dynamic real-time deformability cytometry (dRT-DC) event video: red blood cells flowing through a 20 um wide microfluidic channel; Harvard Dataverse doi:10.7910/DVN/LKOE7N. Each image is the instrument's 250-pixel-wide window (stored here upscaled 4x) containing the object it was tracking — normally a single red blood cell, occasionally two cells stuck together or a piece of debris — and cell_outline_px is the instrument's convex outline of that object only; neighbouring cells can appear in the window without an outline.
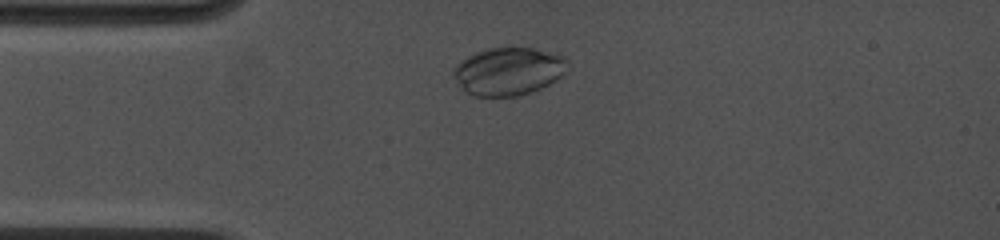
{"species": "common noctule bat (a hibernating species)", "species_latin": "Nyctalus noctula", "temperature_condition": "cold", "stored_images_in_passage": 12, "camera_frame_rate_fps": 4500, "um_per_image_px": 0.085, "animal": {"sex": "female", "body_mass_g": 19.0, "forearm_length_mm": 53.3}, "frame": {"image": 1, "passage_image": 5, "time_ms": 1.556, "image_size_px": [1000, 240], "cell_outline_px": [[568, 60], [564, 72], [556, 80], [540, 88], [516, 96], [472, 96], [452, 76], [452, 68], [460, 60], [476, 52], [488, 48], [532, 48], [564, 56]], "centroid_in_image_um": [43.18, 6.05], "position_along_channel_um": 41.8, "area_um2": 31.44}}
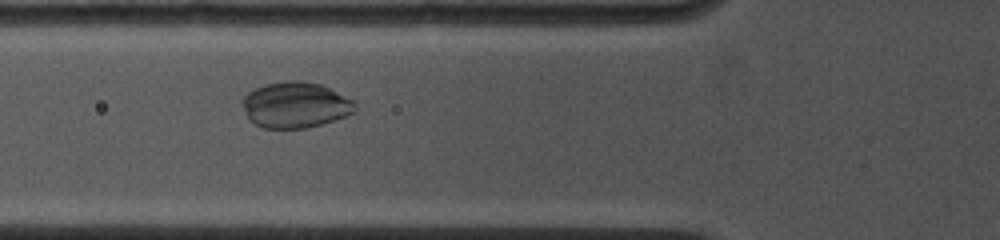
{"frame": {"image": 2, "passage_image": 10, "time_ms": 3.556, "image_size_px": [1000, 240], "cell_outline_px": [[356, 112], [320, 124], [304, 128], [264, 128], [248, 120], [244, 108], [244, 96], [248, 92], [264, 84], [284, 80], [304, 80], [320, 84], [352, 100], [356, 104]], "centroid_in_image_um": [25.09, 8.91], "position_along_channel_um": 100.7, "area_um2": 29.88}}
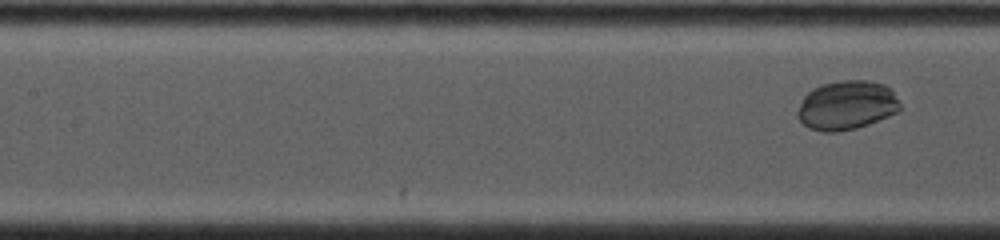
{"frame": {"image": 3, "passage_image": 12, "time_ms": 4.444, "image_size_px": [1000, 240], "cell_outline_px": [[904, 108], [888, 116], [868, 124], [856, 128], [836, 132], [824, 132], [808, 128], [796, 116], [796, 112], [804, 96], [812, 88], [824, 84], [840, 80], [868, 80], [884, 84], [900, 100]], "centroid_in_image_um": [71.97, 8.95], "position_along_channel_um": 135.4, "area_um2": 29.48}}